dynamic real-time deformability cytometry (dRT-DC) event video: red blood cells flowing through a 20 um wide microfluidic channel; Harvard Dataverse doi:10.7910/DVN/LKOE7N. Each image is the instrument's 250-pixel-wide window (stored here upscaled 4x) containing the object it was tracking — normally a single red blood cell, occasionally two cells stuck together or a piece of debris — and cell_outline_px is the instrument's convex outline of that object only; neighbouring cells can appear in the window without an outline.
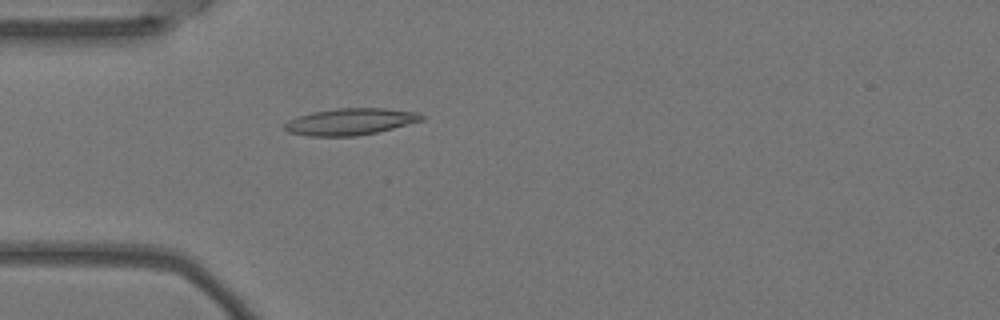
{"species": "Egyptian fruit bat (a non-hibernating species)", "species_latin": "Rousettus aegyptiacus", "temperature_condition": "warm", "stored_images_in_passage": 5, "camera_frame_rate_fps": 3000, "um_per_image_px": 0.085, "animal": {"sex": "female"}, "frame": {"image": 1, "passage_image": 5, "time_ms": 1.333, "image_size_px": [1000, 320], "cell_outline_px": [[424, 120], [376, 132], [356, 136], [308, 136], [288, 132], [284, 128], [284, 124], [288, 120], [312, 112], [336, 108], [384, 108], [420, 112], [424, 116]], "centroid_in_image_um": [29.79, 10.33], "position_along_channel_um": 55.2, "area_um2": 21.27}}